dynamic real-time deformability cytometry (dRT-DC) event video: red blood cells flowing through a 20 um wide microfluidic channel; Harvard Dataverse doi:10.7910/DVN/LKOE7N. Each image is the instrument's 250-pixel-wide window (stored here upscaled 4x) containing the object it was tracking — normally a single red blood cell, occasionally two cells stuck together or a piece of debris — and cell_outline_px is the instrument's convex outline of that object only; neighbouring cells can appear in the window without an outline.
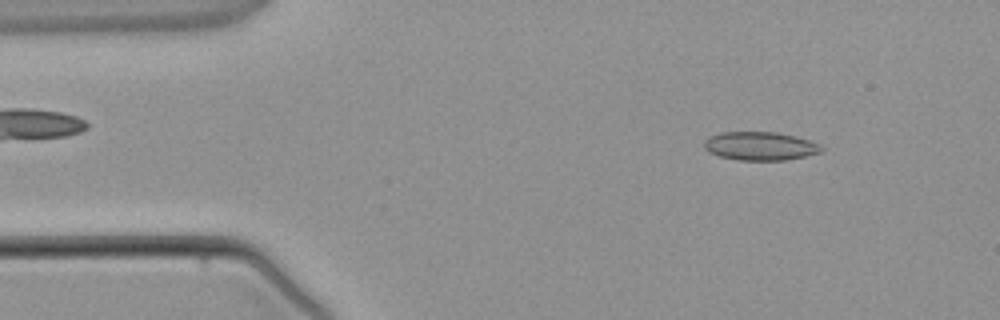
{"species": "common noctule bat (a hibernating species)", "species_latin": "Nyctalus noctula", "temperature_condition": "warm", "stored_images_in_passage": 3, "camera_frame_rate_fps": 3000, "um_per_image_px": 0.085, "animal": {"sex": "male", "body_mass_g": 21.5, "forearm_length_mm": 52.0}, "frame": {"image": 1, "passage_image": 1, "time_ms": 0.0, "image_size_px": [1000, 320], "cell_outline_px": [[824, 148], [820, 152], [804, 156], [784, 160], [736, 160], [720, 156], [708, 152], [704, 148], [704, 140], [708, 136], [720, 132], [776, 132], [796, 136], [820, 144]], "centroid_in_image_um": [64.58, 12.41], "position_along_channel_um": 20.4, "area_um2": 19.54}}